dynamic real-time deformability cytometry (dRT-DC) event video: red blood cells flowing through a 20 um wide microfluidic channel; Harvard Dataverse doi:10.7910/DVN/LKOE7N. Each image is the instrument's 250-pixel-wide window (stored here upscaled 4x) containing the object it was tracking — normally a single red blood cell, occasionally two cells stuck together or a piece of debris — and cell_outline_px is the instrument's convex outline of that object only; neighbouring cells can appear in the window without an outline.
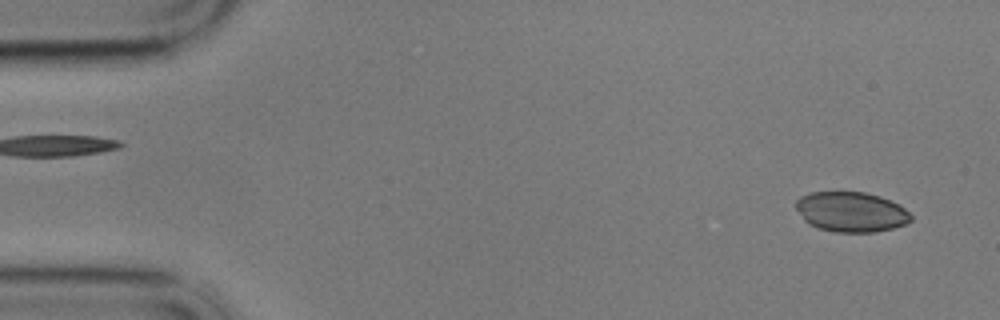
{"species": "common noctule bat (a hibernating species)", "species_latin": "Nyctalus noctula", "temperature_condition": "cold", "stored_images_in_passage": 57, "camera_frame_rate_fps": 3000, "um_per_image_px": 0.085, "animal": {"sex": "male", "body_mass_g": 17.9}, "frame": {"image": 1, "passage_image": 3, "time_ms": 0.667, "image_size_px": [1000, 320], "cell_outline_px": [[912, 220], [904, 224], [892, 228], [876, 232], [836, 232], [816, 228], [808, 224], [804, 220], [796, 208], [796, 200], [800, 196], [812, 192], [864, 192], [880, 196], [900, 204], [912, 216]], "centroid_in_image_um": [72.34, 18.01], "position_along_channel_um": 12.7, "area_um2": 26.93}}
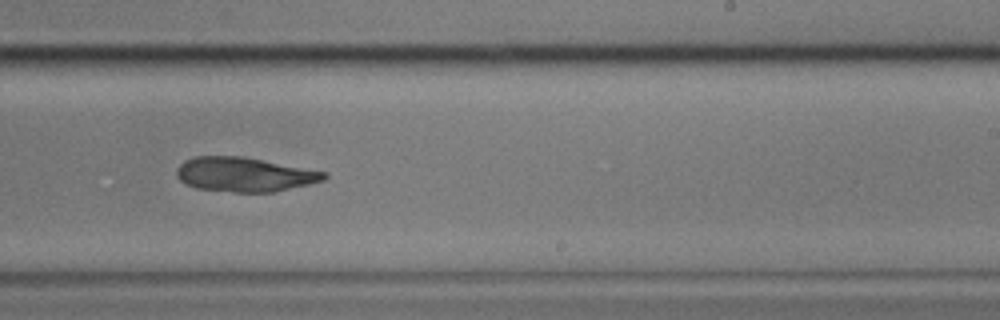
{"frame": {"image": 2, "passage_image": 35, "time_ms": 11.333, "image_size_px": [1000, 320], "cell_outline_px": [[328, 176], [324, 180], [308, 184], [272, 192], [232, 192], [196, 188], [184, 184], [176, 176], [176, 168], [184, 160], [196, 156], [244, 156], [328, 172]], "centroid_in_image_um": [20.75, 14.82], "position_along_channel_um": 268.2, "area_um2": 29.71}}
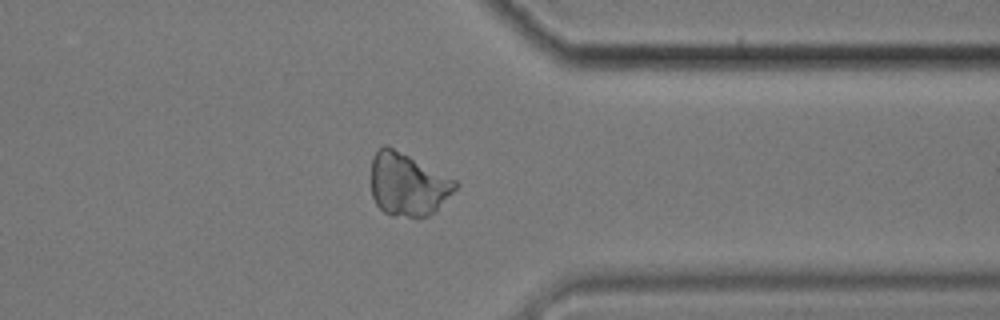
{"frame": {"image": 3, "passage_image": 45, "time_ms": 14.667, "image_size_px": [1000, 320], "cell_outline_px": [[460, 184], [436, 212], [428, 216], [392, 216], [384, 212], [376, 204], [372, 196], [372, 156], [384, 144], [388, 144], [456, 180]], "centroid_in_image_um": [34.67, 15.67], "position_along_channel_um": 376.7, "area_um2": 31.04}}